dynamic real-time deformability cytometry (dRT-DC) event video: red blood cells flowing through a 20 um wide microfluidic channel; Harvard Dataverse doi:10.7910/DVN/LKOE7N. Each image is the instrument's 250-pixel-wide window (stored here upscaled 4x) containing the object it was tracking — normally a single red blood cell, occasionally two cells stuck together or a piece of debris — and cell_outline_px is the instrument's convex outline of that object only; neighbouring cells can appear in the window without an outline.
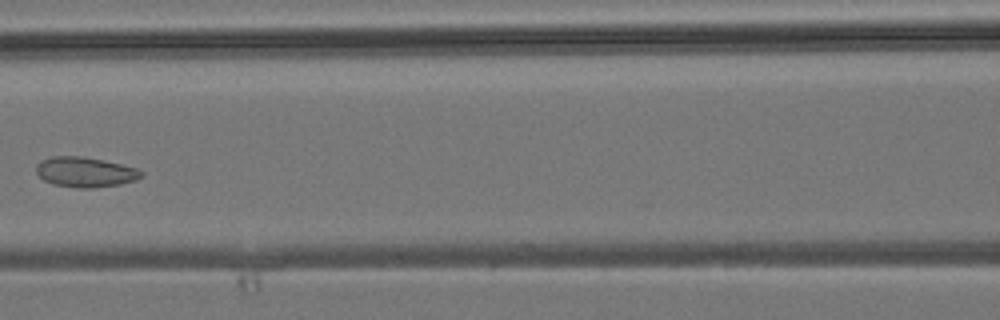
{"species": "common noctule bat (a hibernating species)", "species_latin": "Nyctalus noctula", "temperature_condition": "room temperature", "stored_images_in_passage": 5, "camera_frame_rate_fps": 3000, "um_per_image_px": 0.085, "animal": {"sex": "male", "body_mass_g": 19.2, "forearm_length_mm": 51.8}, "frame": {"image": 1, "passage_image": 5, "time_ms": 5.667, "image_size_px": [1000, 320], "cell_outline_px": [[144, 176], [136, 180], [120, 184], [92, 188], [80, 188], [52, 184], [44, 180], [36, 172], [36, 164], [40, 160], [52, 156], [84, 156], [104, 160], [136, 168], [144, 172]], "centroid_in_image_um": [7.24, 14.62], "position_along_channel_um": 159.4, "area_um2": 18.55}}